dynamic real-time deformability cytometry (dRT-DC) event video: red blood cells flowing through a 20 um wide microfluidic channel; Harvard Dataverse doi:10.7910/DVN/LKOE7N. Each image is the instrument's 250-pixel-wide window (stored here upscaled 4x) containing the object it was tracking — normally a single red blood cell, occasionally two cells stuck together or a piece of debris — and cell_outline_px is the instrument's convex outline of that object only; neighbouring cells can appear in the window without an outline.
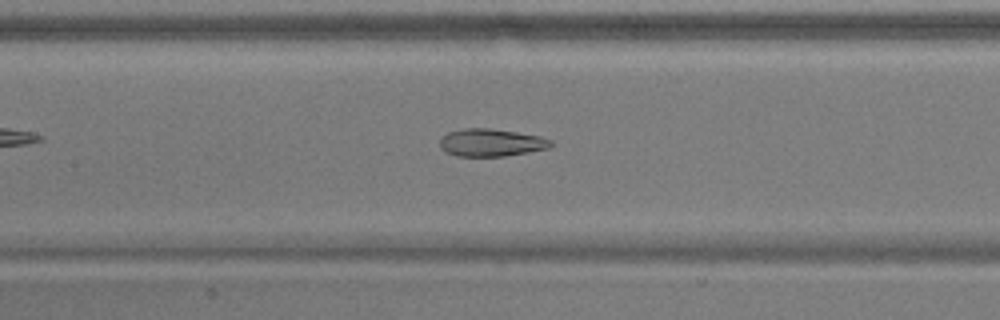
{"species": "common noctule bat (a hibernating species)", "species_latin": "Nyctalus noctula", "temperature_condition": "warm", "stored_images_in_passage": 41, "camera_frame_rate_fps": 3000, "um_per_image_px": 0.085, "animal": {"sex": "male", "body_mass_g": 17.9}, "frame": {"image": 1, "passage_image": 11, "time_ms": 3.333, "image_size_px": [1000, 320], "cell_outline_px": [[552, 144], [548, 148], [504, 156], [456, 156], [444, 152], [440, 148], [440, 140], [448, 132], [464, 128], [488, 128], [516, 132], [540, 136], [552, 140]], "centroid_in_image_um": [41.71, 12.12], "position_along_channel_um": 165.7, "area_um2": 17.74}}
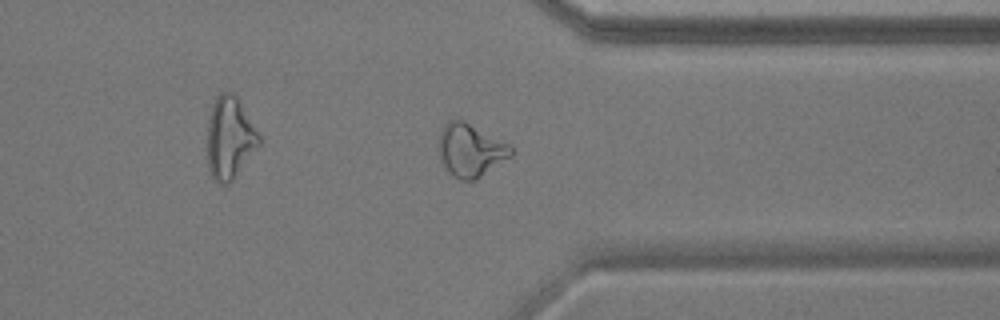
{"frame": {"image": 2, "passage_image": 28, "time_ms": 9.0, "image_size_px": [1000, 320], "cell_outline_px": [[512, 156], [476, 180], [460, 180], [452, 176], [448, 172], [440, 156], [440, 132], [444, 124], [448, 120], [464, 120], [512, 144]], "centroid_in_image_um": [40.04, 12.76], "position_along_channel_um": 371.4, "area_um2": 22.43}}
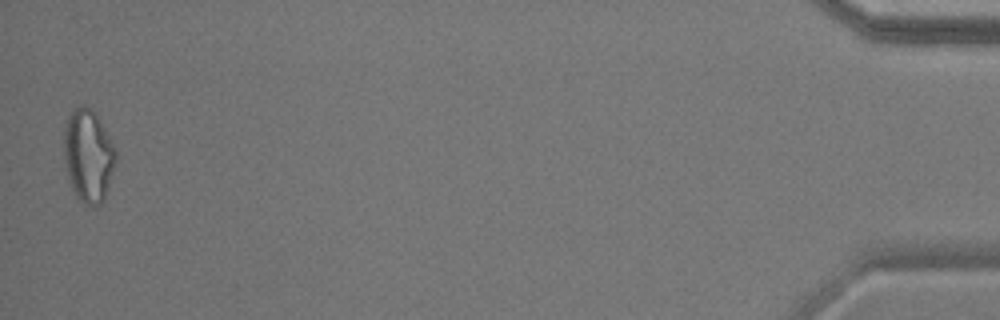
{"frame": {"image": 3, "passage_image": 40, "time_ms": 13.0, "image_size_px": [1000, 320], "cell_outline_px": [[116, 160], [108, 188], [104, 200], [96, 208], [84, 204], [76, 196], [68, 180], [64, 156], [64, 128], [68, 116], [76, 108], [84, 104], [96, 112], [116, 152]], "centroid_in_image_um": [7.49, 13.26], "position_along_channel_um": 427.7, "area_um2": 28.03}, "authors_computed_cell_mechanics": {"area_um2": 19.8832, "velocity_mm_per_s": 3.6876, "shape_relaxation_time_tau1_ms": null, "shape_relaxation_time_tau2_ms": 2.5125, "deformation_change_tau1": null, "deformation_change_tau2": 0.082}}